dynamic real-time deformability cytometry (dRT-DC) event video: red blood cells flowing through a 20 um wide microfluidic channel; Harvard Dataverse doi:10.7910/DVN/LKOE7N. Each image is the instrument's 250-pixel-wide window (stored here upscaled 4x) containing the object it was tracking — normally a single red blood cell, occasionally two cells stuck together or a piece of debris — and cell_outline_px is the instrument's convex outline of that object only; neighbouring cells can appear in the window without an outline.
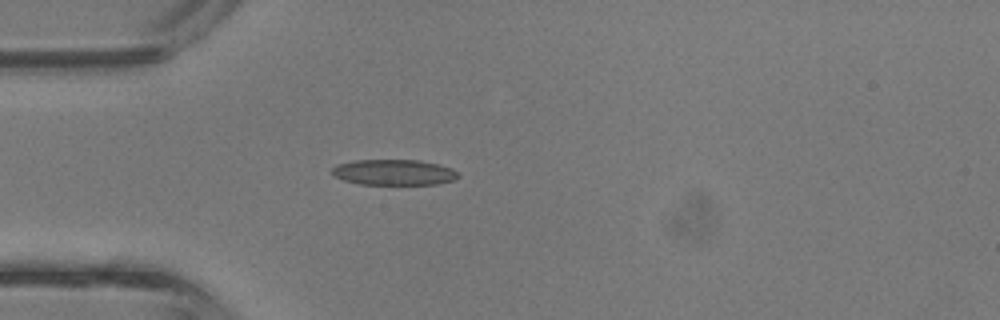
{"species": "common noctule bat (a hibernating species)", "species_latin": "Nyctalus noctula", "temperature_condition": "room temperature", "stored_images_in_passage": 2, "camera_frame_rate_fps": 3000, "um_per_image_px": 0.085, "animal": {"sex": "male", "body_mass_g": 13.3}, "frame": {"image": 1, "passage_image": 2, "time_ms": 0.333, "image_size_px": [1000, 320], "cell_outline_px": [[460, 176], [452, 180], [436, 184], [360, 184], [344, 180], [336, 176], [332, 172], [332, 168], [336, 164], [356, 160], [420, 160], [440, 164], [452, 168]], "centroid_in_image_um": [33.49, 14.63], "position_along_channel_um": 51.5, "area_um2": 18.79}}